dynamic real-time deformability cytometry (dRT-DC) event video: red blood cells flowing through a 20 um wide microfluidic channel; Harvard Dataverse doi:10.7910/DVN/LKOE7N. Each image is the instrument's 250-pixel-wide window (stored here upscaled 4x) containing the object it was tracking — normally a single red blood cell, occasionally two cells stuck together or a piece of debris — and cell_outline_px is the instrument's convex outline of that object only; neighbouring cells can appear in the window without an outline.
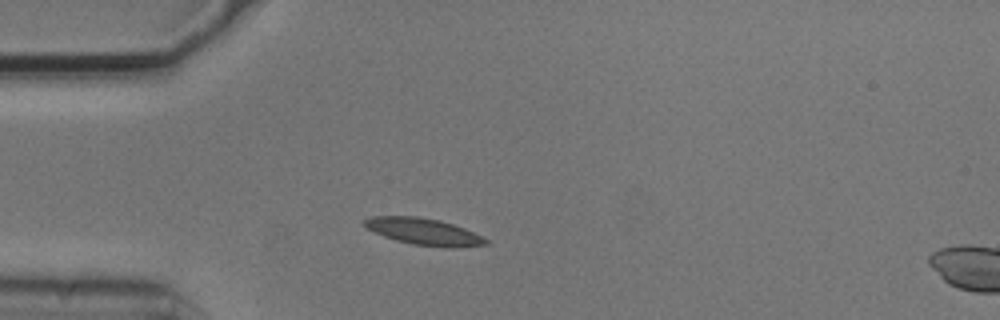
{"species": "common noctule bat (a hibernating species)", "species_latin": "Nyctalus noctula", "temperature_condition": "cold", "stored_images_in_passage": 2, "camera_frame_rate_fps": 3000, "um_per_image_px": 0.085, "animal": {"sex": "male", "body_mass_g": 20.5, "forearm_length_mm": 52.5}, "frame": {"image": 1, "passage_image": 1, "time_ms": 0.0, "image_size_px": [1000, 320], "cell_outline_px": [[488, 244], [456, 248], [448, 248], [412, 244], [396, 240], [384, 236], [364, 228], [364, 220], [372, 216], [416, 216], [440, 220], [464, 228], [488, 240]], "centroid_in_image_um": [36.0, 19.69], "position_along_channel_um": 49.0, "area_um2": 18.84}}